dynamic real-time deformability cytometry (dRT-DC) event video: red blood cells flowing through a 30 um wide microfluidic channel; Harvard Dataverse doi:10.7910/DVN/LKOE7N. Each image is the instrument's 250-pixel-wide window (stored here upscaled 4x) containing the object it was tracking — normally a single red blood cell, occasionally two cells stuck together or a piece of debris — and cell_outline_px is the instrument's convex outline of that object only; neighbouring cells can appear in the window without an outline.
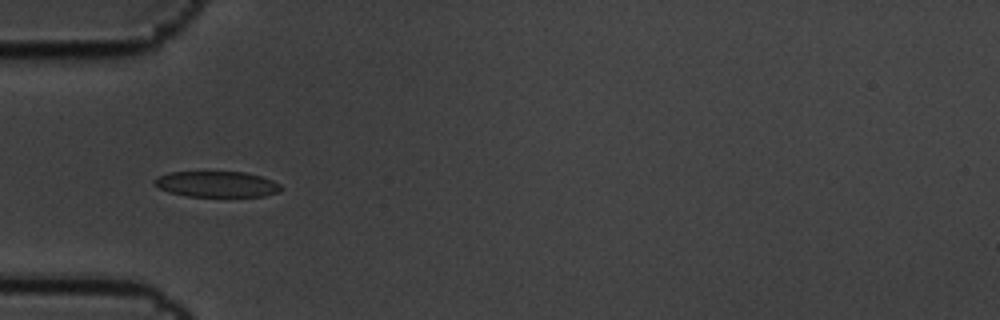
{"species": "common noctule bat (a hibernating species)", "species_latin": "Nyctalus noctula", "temperature_condition": "cold", "stored_images_in_passage": 4, "camera_frame_rate_fps": 3000, "um_per_image_px": 0.085, "animal": {"sex": "male", "body_mass_g": 19.5, "forearm_length_mm": 54.6}, "frame": {"image": 1, "passage_image": 1, "time_ms": 0.0, "image_size_px": [1000, 320], "cell_outline_px": [[284, 188], [280, 192], [264, 196], [188, 196], [168, 192], [152, 184], [152, 180], [156, 176], [168, 172], [244, 172], [260, 176], [272, 180], [280, 184]], "centroid_in_image_um": [18.4, 15.65], "position_along_channel_um": 66.6, "area_um2": 19.19}}
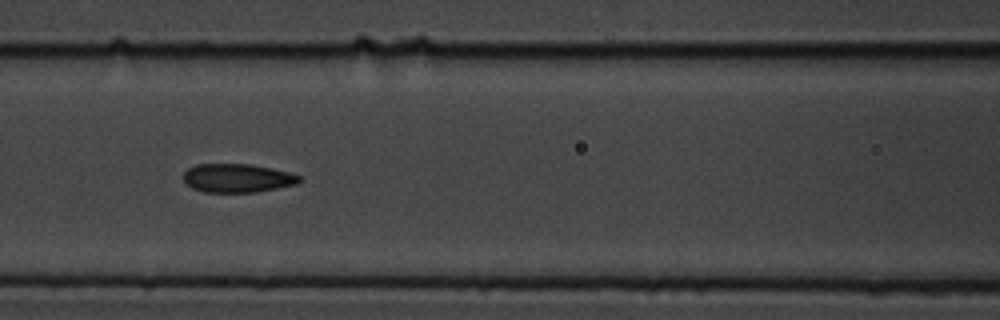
{"frame": {"image": 2, "passage_image": 3, "time_ms": 0.667, "image_size_px": [1000, 320], "cell_outline_px": [[300, 180], [296, 184], [256, 192], [204, 192], [192, 188], [184, 180], [184, 172], [188, 168], [196, 164], [252, 164], [292, 172], [300, 176]], "centroid_in_image_um": [20.18, 15.13], "position_along_channel_um": 146.4, "area_um2": 19.36}}
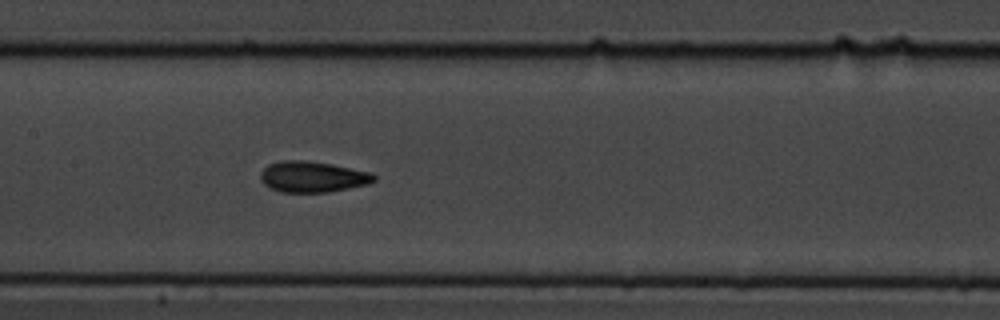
{"frame": {"image": 3, "passage_image": 4, "time_ms": 1.0, "image_size_px": [1000, 320], "cell_outline_px": [[376, 180], [368, 184], [328, 192], [280, 192], [268, 188], [260, 180], [260, 172], [268, 164], [280, 160], [304, 160], [332, 164], [372, 172], [376, 176]], "centroid_in_image_um": [26.54, 15.02], "position_along_channel_um": 180.9, "area_um2": 20.69}}